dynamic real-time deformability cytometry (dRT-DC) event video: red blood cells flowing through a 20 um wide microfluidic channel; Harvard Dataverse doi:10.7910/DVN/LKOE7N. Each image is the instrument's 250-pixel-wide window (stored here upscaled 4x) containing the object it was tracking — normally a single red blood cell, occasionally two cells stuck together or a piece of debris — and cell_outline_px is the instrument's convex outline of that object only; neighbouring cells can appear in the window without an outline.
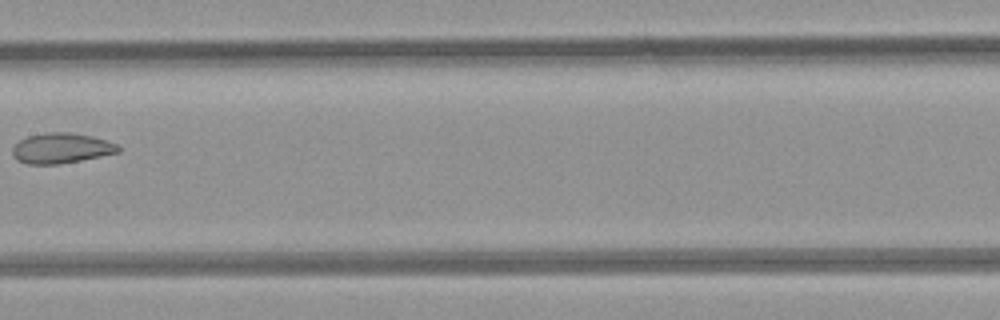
{"species": "common noctule bat (a hibernating species)", "species_latin": "Nyctalus noctula", "temperature_condition": "room temperature", "stored_images_in_passage": 5, "camera_frame_rate_fps": 3000, "um_per_image_px": 0.085, "animal": {"sex": "female", "body_mass_g": 21.9}, "frame": {"image": 1, "passage_image": 5, "time_ms": 4.667, "image_size_px": [1000, 320], "cell_outline_px": [[120, 152], [60, 164], [28, 164], [16, 160], [12, 156], [12, 148], [20, 140], [28, 136], [48, 132], [72, 132], [92, 136], [116, 144], [120, 148]], "centroid_in_image_um": [5.18, 12.6], "position_along_channel_um": 202.2, "area_um2": 18.61}}